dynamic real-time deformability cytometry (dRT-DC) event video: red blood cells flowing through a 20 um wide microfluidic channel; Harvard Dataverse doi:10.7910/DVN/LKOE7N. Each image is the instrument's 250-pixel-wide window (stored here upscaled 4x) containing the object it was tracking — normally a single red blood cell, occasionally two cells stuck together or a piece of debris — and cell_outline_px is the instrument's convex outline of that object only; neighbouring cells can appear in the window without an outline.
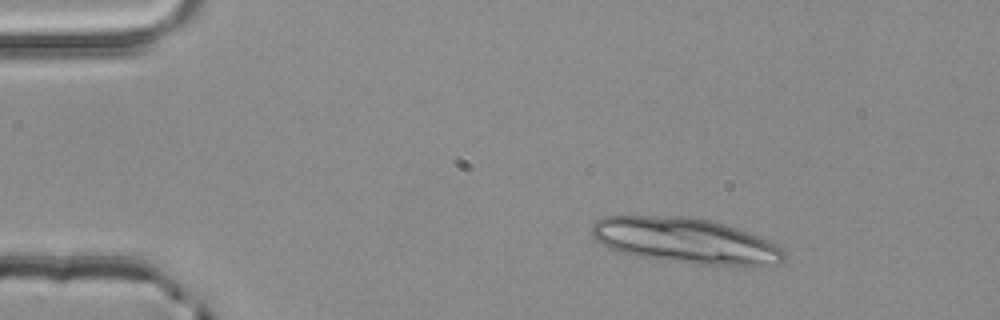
{"species": "common noctule bat (a hibernating species)", "species_latin": "Nyctalus noctula", "temperature_condition": "room temperature", "stored_images_in_passage": 4, "camera_frame_rate_fps": 3000, "um_per_image_px": 0.085, "animal": {"sex": "male", "body_mass_g": 20.4}, "frame": {"image": 1, "passage_image": 1, "time_ms": 0.0, "image_size_px": [1000, 320], "cell_outline_px": [[784, 260], [776, 264], [692, 264], [640, 256], [620, 252], [608, 248], [596, 240], [592, 236], [592, 224], [596, 220], [604, 216], [688, 216], [712, 220], [736, 228], [776, 244], [784, 248]], "centroid_in_image_um": [58.19, 20.43], "position_along_channel_um": 26.8, "area_um2": 50.29}}